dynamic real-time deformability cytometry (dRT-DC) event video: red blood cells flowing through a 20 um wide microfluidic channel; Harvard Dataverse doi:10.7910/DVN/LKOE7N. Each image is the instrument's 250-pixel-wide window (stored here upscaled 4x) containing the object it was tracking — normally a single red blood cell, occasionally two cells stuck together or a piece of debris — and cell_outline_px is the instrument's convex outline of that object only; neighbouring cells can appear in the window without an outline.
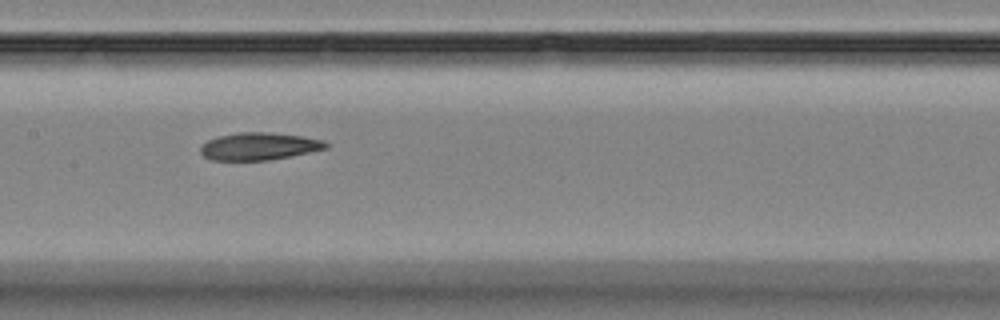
{"species": "Egyptian fruit bat (a non-hibernating species)", "species_latin": "Rousettus aegyptiacus", "temperature_condition": "room temperature", "stored_images_in_passage": 8, "camera_frame_rate_fps": 3000, "um_per_image_px": 0.085, "animal": {"sex": "female"}, "frame": {"image": 1, "passage_image": 5, "time_ms": 4.667, "image_size_px": [1000, 320], "cell_outline_px": [[328, 148], [268, 160], [212, 160], [204, 156], [200, 152], [200, 144], [216, 136], [236, 132], [268, 132], [300, 136], [324, 140], [328, 144]], "centroid_in_image_um": [21.96, 12.42], "position_along_channel_um": 185.4, "area_um2": 20.0}}
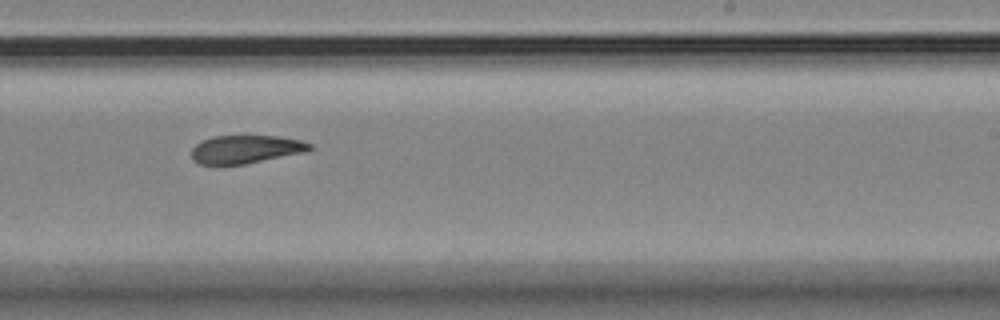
{"frame": {"image": 2, "passage_image": 7, "time_ms": 7.0, "image_size_px": [1000, 320], "cell_outline_px": [[312, 148], [304, 152], [244, 164], [200, 164], [192, 160], [192, 148], [196, 144], [212, 136], [280, 136], [300, 140], [312, 144]], "centroid_in_image_um": [20.88, 12.68], "position_along_channel_um": 268.1, "area_um2": 19.19}}
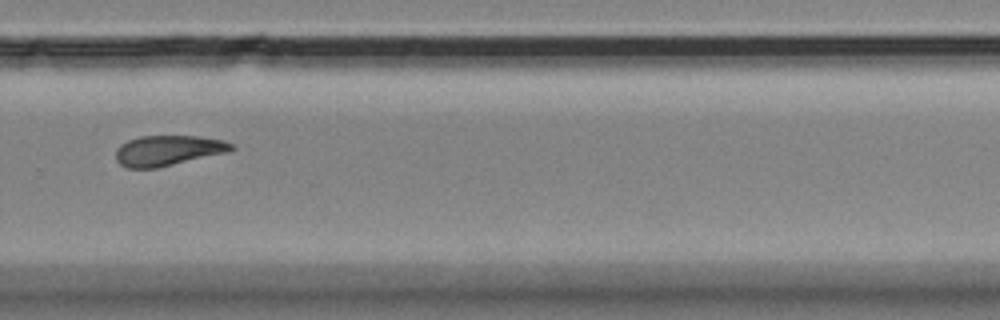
{"frame": {"image": 3, "passage_image": 8, "time_ms": 8.333, "image_size_px": [1000, 320], "cell_outline_px": [[236, 148], [228, 152], [156, 168], [128, 168], [120, 164], [116, 160], [116, 148], [120, 144], [128, 140], [140, 136], [200, 136], [224, 140], [232, 144]], "centroid_in_image_um": [14.27, 12.78], "position_along_channel_um": 315.5, "area_um2": 20.46}}